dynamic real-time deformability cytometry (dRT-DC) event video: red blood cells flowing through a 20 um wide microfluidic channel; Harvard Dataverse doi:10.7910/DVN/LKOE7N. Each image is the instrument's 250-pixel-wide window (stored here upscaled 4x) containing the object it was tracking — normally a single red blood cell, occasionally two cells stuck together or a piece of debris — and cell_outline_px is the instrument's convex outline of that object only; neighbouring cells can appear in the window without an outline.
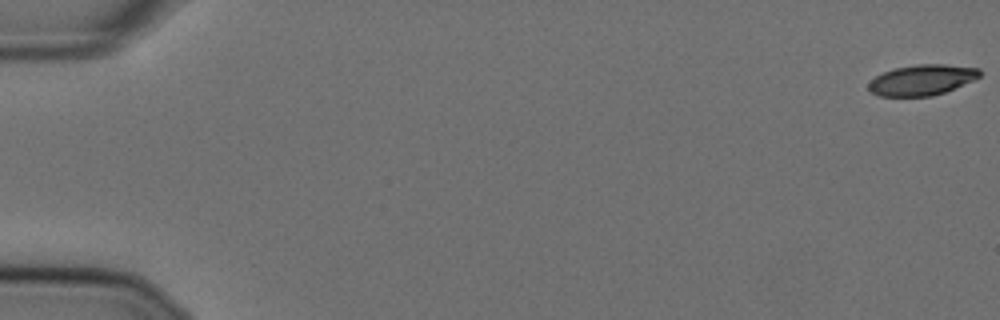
{"species": "Egyptian fruit bat (a non-hibernating species)", "species_latin": "Rousettus aegyptiacus", "temperature_condition": "cold", "stored_images_in_passage": 57, "camera_frame_rate_fps": 3000, "um_per_image_px": 0.085, "animal": {"sex": "female"}, "frame": {"image": 1, "passage_image": 1, "time_ms": 0.0, "image_size_px": [1000, 320], "cell_outline_px": [[980, 76], [972, 80], [944, 92], [932, 96], [880, 96], [872, 92], [868, 88], [868, 84], [876, 76], [884, 72], [896, 68], [916, 64], [944, 64], [980, 68]], "centroid_in_image_um": [78.36, 6.79], "position_along_channel_um": 6.6, "area_um2": 19.54}}
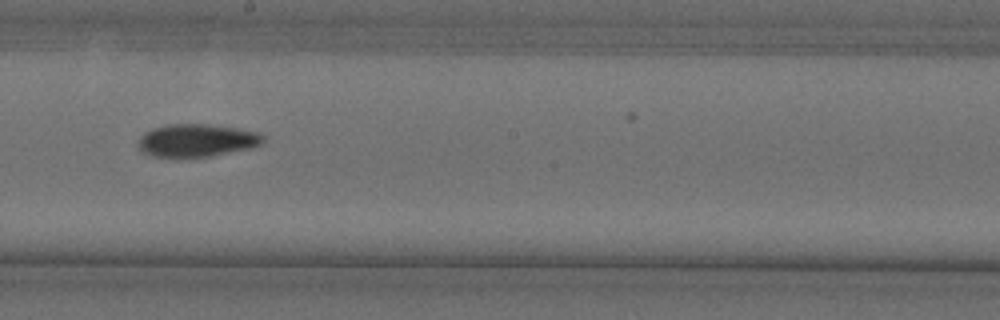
{"frame": {"image": 2, "passage_image": 33, "time_ms": 10.667, "image_size_px": [1000, 320], "cell_outline_px": [[264, 140], [260, 144], [252, 148], [212, 156], [152, 156], [144, 152], [140, 148], [140, 136], [144, 132], [152, 128], [168, 124], [208, 124], [236, 128], [260, 132], [264, 136]], "centroid_in_image_um": [16.77, 11.92], "position_along_channel_um": 231.4, "area_um2": 23.64}}
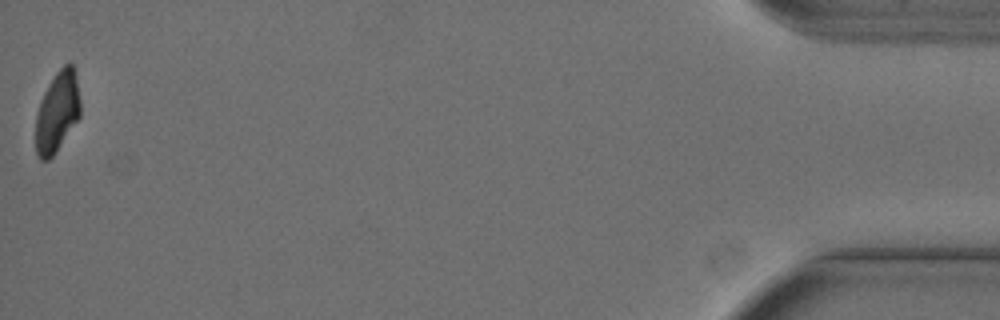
{"frame": {"image": 3, "passage_image": 57, "time_ms": 18.667, "image_size_px": [1000, 320], "cell_outline_px": [[80, 116], [56, 152], [48, 160], [40, 160], [36, 152], [36, 112], [40, 100], [48, 84], [56, 72], [64, 64], [72, 64], [76, 80], [80, 100]], "centroid_in_image_um": [4.85, 9.53], "position_along_channel_um": 430.4, "area_um2": 20.81}, "authors_computed_cell_mechanics": {"area_um2": 22.6576, "velocity_mm_per_s": 3.6097, "shape_relaxation_time_tau1_ms": 7.9372, "shape_relaxation_time_tau2_ms": 7.8592, "deformation_change_tau1": 0.1889, "deformation_change_tau2": 0.1295}}